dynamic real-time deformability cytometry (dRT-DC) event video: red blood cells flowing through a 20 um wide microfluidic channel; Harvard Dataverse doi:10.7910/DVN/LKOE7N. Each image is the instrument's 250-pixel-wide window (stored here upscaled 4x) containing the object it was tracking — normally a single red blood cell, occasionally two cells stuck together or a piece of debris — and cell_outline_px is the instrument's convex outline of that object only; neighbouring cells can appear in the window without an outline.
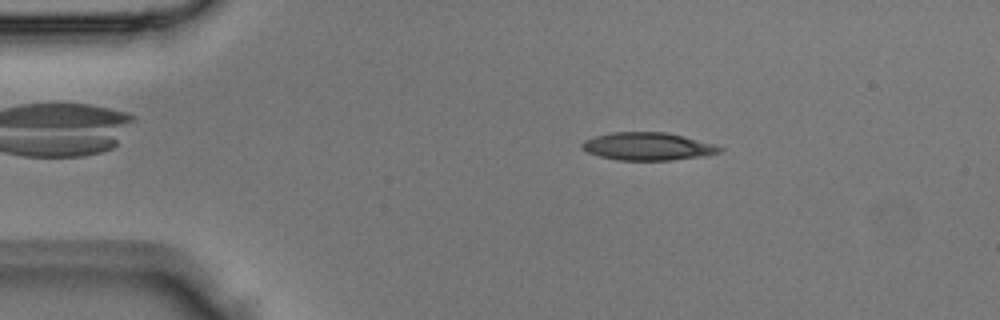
{"species": "Egyptian fruit bat (a non-hibernating species)", "species_latin": "Rousettus aegyptiacus", "temperature_condition": "room temperature", "stored_images_in_passage": 4, "camera_frame_rate_fps": 3000, "um_per_image_px": 0.085, "animal": {"sex": "male"}, "frame": {"image": 1, "passage_image": 3, "time_ms": 0.667, "image_size_px": [1000, 320], "cell_outline_px": [[724, 148], [720, 152], [704, 156], [672, 160], [620, 160], [600, 156], [588, 152], [580, 148], [580, 144], [584, 140], [596, 136], [612, 132], [664, 132], [684, 136], [716, 144]], "centroid_in_image_um": [55.08, 12.44], "position_along_channel_um": 29.9, "area_um2": 22.31}}